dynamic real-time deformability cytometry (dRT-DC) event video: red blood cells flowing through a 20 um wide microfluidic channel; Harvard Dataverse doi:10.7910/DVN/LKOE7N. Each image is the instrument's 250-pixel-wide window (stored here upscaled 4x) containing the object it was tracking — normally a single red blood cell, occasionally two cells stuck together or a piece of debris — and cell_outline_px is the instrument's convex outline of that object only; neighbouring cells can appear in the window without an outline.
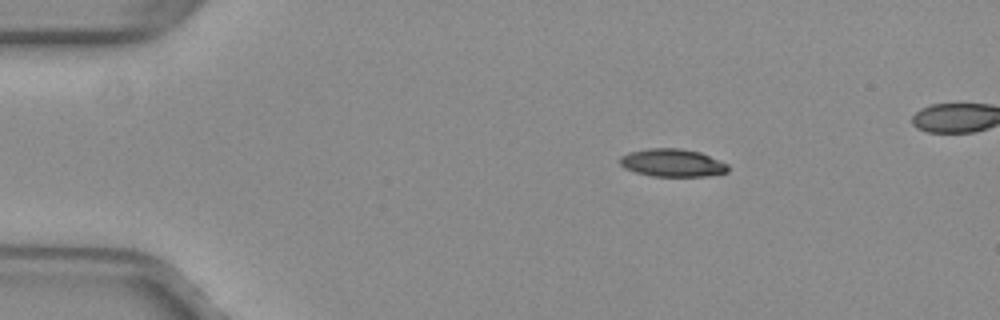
{"species": "common noctule bat (a hibernating species)", "species_latin": "Nyctalus noctula", "temperature_condition": "warm", "stored_images_in_passage": 42, "camera_frame_rate_fps": 3000, "um_per_image_px": 0.085, "animal": {"sex": "female", "body_mass_g": 29.2, "forearm_length_mm": 56.3}, "frame": {"image": 1, "passage_image": 1, "time_ms": 0.0, "image_size_px": [1000, 320], "cell_outline_px": [[728, 172], [704, 176], [652, 176], [636, 172], [624, 168], [620, 164], [620, 156], [628, 152], [648, 148], [680, 148], [700, 152], [728, 164]], "centroid_in_image_um": [57.13, 13.83], "position_along_channel_um": 27.9, "area_um2": 17.51}}
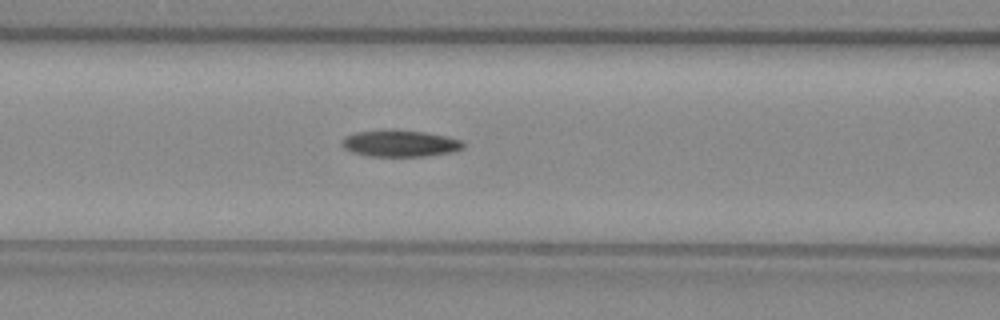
{"frame": {"image": 2, "passage_image": 14, "time_ms": 4.333, "image_size_px": [1000, 320], "cell_outline_px": [[464, 148], [452, 152], [428, 156], [368, 156], [352, 152], [344, 148], [340, 144], [340, 140], [344, 136], [356, 132], [384, 128], [392, 128], [424, 132], [448, 136], [460, 140], [464, 144]], "centroid_in_image_um": [33.95, 12.17], "position_along_channel_um": 132.6, "area_um2": 19.36}}
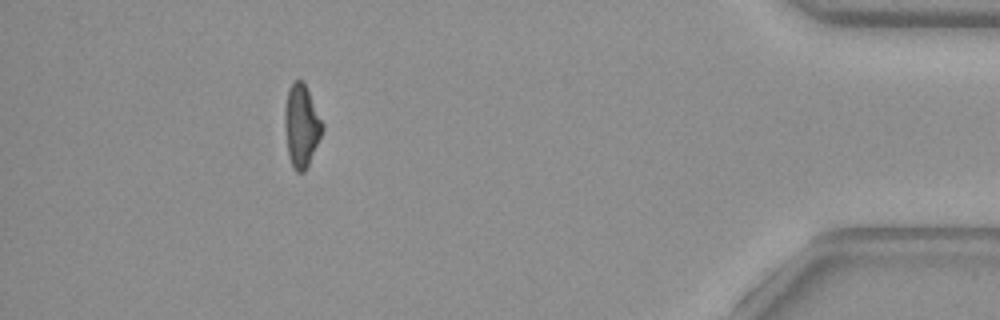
{"frame": {"image": 3, "passage_image": 39, "time_ms": 12.667, "image_size_px": [1000, 320], "cell_outline_px": [[324, 128], [308, 164], [304, 172], [296, 172], [292, 168], [288, 156], [284, 124], [284, 108], [288, 88], [296, 80], [300, 80], [304, 84], [324, 124]], "centroid_in_image_um": [25.59, 10.71], "position_along_channel_um": 409.6, "area_um2": 17.92}}